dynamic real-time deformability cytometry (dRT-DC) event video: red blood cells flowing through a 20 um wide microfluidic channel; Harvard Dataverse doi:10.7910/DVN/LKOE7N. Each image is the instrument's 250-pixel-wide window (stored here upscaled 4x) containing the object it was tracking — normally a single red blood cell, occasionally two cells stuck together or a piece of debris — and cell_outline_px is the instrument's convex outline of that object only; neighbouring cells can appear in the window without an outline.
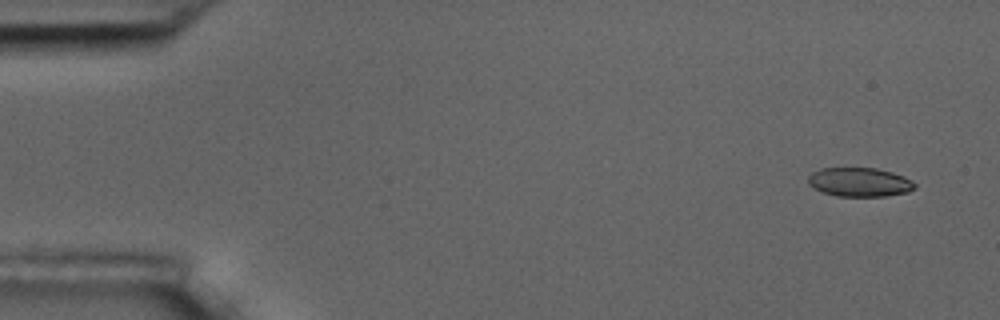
{"species": "common noctule bat (a hibernating species)", "species_latin": "Nyctalus noctula", "temperature_condition": "room temperature", "stored_images_in_passage": 6, "camera_frame_rate_fps": 3000, "um_per_image_px": 0.085, "animal": {"sex": "male", "body_mass_g": 17.5, "forearm_length_mm": 52.3}, "frame": {"image": 1, "passage_image": 1, "time_ms": 0.0, "image_size_px": [1000, 320], "cell_outline_px": [[916, 188], [908, 192], [884, 196], [836, 196], [824, 192], [808, 184], [808, 176], [812, 172], [820, 168], [876, 168], [892, 172], [904, 176], [912, 180], [916, 184]], "centroid_in_image_um": [73.09, 15.47], "position_along_channel_um": 11.9, "area_um2": 18.03}}
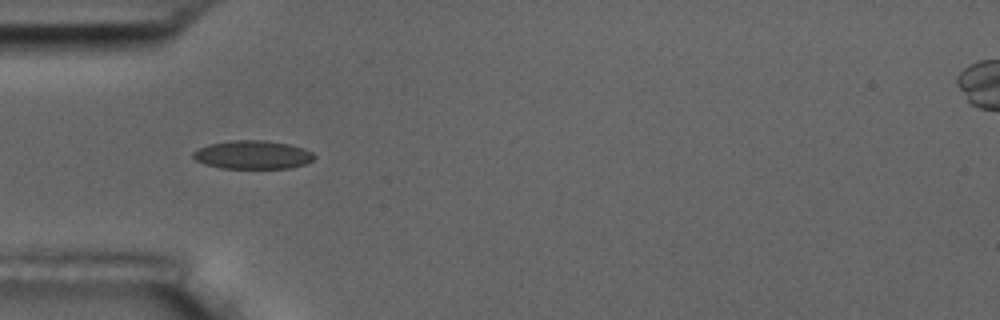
{"frame": {"image": 2, "passage_image": 5, "time_ms": 4.667, "image_size_px": [1000, 320], "cell_outline_px": [[316, 156], [312, 160], [304, 164], [288, 168], [220, 168], [204, 164], [196, 160], [192, 156], [192, 152], [196, 148], [208, 144], [232, 140], [264, 140], [288, 144], [304, 148], [312, 152]], "centroid_in_image_um": [21.44, 13.15], "position_along_channel_um": 63.6, "area_um2": 20.17}}